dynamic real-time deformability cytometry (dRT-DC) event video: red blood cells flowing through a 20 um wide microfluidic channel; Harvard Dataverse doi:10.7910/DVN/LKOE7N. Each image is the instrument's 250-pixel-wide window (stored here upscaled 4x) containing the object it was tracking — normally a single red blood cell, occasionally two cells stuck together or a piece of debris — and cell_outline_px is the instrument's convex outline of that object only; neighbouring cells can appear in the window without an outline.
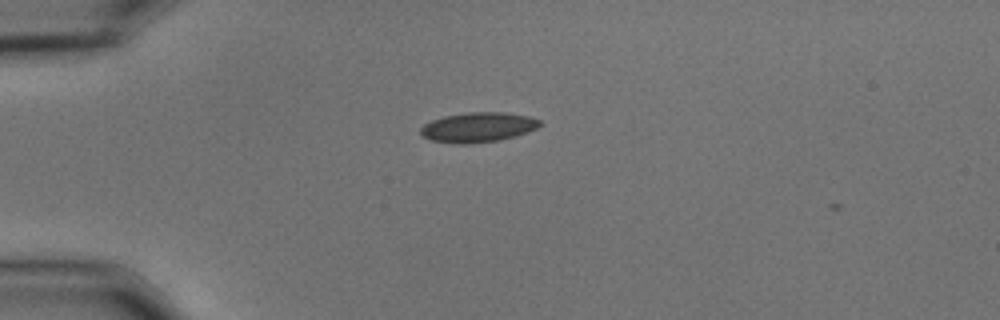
{"species": "common noctule bat (a hibernating species)", "species_latin": "Nyctalus noctula", "temperature_condition": "cold", "stored_images_in_passage": 3, "camera_frame_rate_fps": 3000, "um_per_image_px": 0.085, "animal": {"sex": "male", "body_mass_g": 15.6}, "frame": {"image": 1, "passage_image": 2, "time_ms": 0.333, "image_size_px": [1000, 320], "cell_outline_px": [[540, 124], [536, 128], [500, 140], [464, 144], [452, 144], [432, 140], [424, 136], [420, 132], [420, 128], [424, 124], [432, 120], [444, 116], [468, 112], [504, 112], [528, 116], [540, 120]], "centroid_in_image_um": [40.58, 10.81], "position_along_channel_um": 44.4, "area_um2": 20.46}}